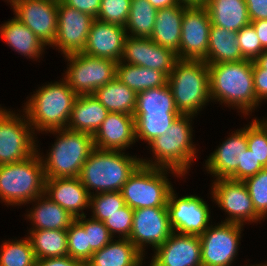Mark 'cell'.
I'll use <instances>...</instances> for the list:
<instances>
[{
    "mask_svg": "<svg viewBox=\"0 0 267 266\" xmlns=\"http://www.w3.org/2000/svg\"><path fill=\"white\" fill-rule=\"evenodd\" d=\"M92 96L111 113L133 115L135 112L137 93L117 78L97 88Z\"/></svg>",
    "mask_w": 267,
    "mask_h": 266,
    "instance_id": "4dcf8cb0",
    "label": "cell"
},
{
    "mask_svg": "<svg viewBox=\"0 0 267 266\" xmlns=\"http://www.w3.org/2000/svg\"><path fill=\"white\" fill-rule=\"evenodd\" d=\"M125 205L121 191L93 194L89 203L90 217L103 222Z\"/></svg>",
    "mask_w": 267,
    "mask_h": 266,
    "instance_id": "74e56055",
    "label": "cell"
},
{
    "mask_svg": "<svg viewBox=\"0 0 267 266\" xmlns=\"http://www.w3.org/2000/svg\"><path fill=\"white\" fill-rule=\"evenodd\" d=\"M10 6L15 17L44 45H53L58 25V0H13Z\"/></svg>",
    "mask_w": 267,
    "mask_h": 266,
    "instance_id": "5bb4252c",
    "label": "cell"
},
{
    "mask_svg": "<svg viewBox=\"0 0 267 266\" xmlns=\"http://www.w3.org/2000/svg\"><path fill=\"white\" fill-rule=\"evenodd\" d=\"M181 114H133L136 141L149 144L156 137L165 134L175 119Z\"/></svg>",
    "mask_w": 267,
    "mask_h": 266,
    "instance_id": "d590c367",
    "label": "cell"
},
{
    "mask_svg": "<svg viewBox=\"0 0 267 266\" xmlns=\"http://www.w3.org/2000/svg\"><path fill=\"white\" fill-rule=\"evenodd\" d=\"M247 125V144L248 149L257 158V161L267 168V131L256 120Z\"/></svg>",
    "mask_w": 267,
    "mask_h": 266,
    "instance_id": "7bdbcfd3",
    "label": "cell"
},
{
    "mask_svg": "<svg viewBox=\"0 0 267 266\" xmlns=\"http://www.w3.org/2000/svg\"><path fill=\"white\" fill-rule=\"evenodd\" d=\"M93 141L98 149L126 151L136 143L133 115L110 112L94 133Z\"/></svg>",
    "mask_w": 267,
    "mask_h": 266,
    "instance_id": "7402d4cb",
    "label": "cell"
},
{
    "mask_svg": "<svg viewBox=\"0 0 267 266\" xmlns=\"http://www.w3.org/2000/svg\"><path fill=\"white\" fill-rule=\"evenodd\" d=\"M125 26L94 19L83 53L119 62L127 37Z\"/></svg>",
    "mask_w": 267,
    "mask_h": 266,
    "instance_id": "44dd1931",
    "label": "cell"
},
{
    "mask_svg": "<svg viewBox=\"0 0 267 266\" xmlns=\"http://www.w3.org/2000/svg\"><path fill=\"white\" fill-rule=\"evenodd\" d=\"M75 220L84 228L88 244L93 252L100 250L114 239L101 221L93 218L86 219V215Z\"/></svg>",
    "mask_w": 267,
    "mask_h": 266,
    "instance_id": "60d3db41",
    "label": "cell"
},
{
    "mask_svg": "<svg viewBox=\"0 0 267 266\" xmlns=\"http://www.w3.org/2000/svg\"><path fill=\"white\" fill-rule=\"evenodd\" d=\"M233 132L205 160V170L216 179L242 181V158L248 148L247 124Z\"/></svg>",
    "mask_w": 267,
    "mask_h": 266,
    "instance_id": "e0dca14e",
    "label": "cell"
},
{
    "mask_svg": "<svg viewBox=\"0 0 267 266\" xmlns=\"http://www.w3.org/2000/svg\"><path fill=\"white\" fill-rule=\"evenodd\" d=\"M248 189L256 213L267 218V168L243 181Z\"/></svg>",
    "mask_w": 267,
    "mask_h": 266,
    "instance_id": "f35d334b",
    "label": "cell"
},
{
    "mask_svg": "<svg viewBox=\"0 0 267 266\" xmlns=\"http://www.w3.org/2000/svg\"><path fill=\"white\" fill-rule=\"evenodd\" d=\"M109 113L94 96H77L67 129L94 135Z\"/></svg>",
    "mask_w": 267,
    "mask_h": 266,
    "instance_id": "4316f807",
    "label": "cell"
},
{
    "mask_svg": "<svg viewBox=\"0 0 267 266\" xmlns=\"http://www.w3.org/2000/svg\"><path fill=\"white\" fill-rule=\"evenodd\" d=\"M145 258L129 239L118 238L95 251L85 266H142Z\"/></svg>",
    "mask_w": 267,
    "mask_h": 266,
    "instance_id": "83f0119b",
    "label": "cell"
},
{
    "mask_svg": "<svg viewBox=\"0 0 267 266\" xmlns=\"http://www.w3.org/2000/svg\"><path fill=\"white\" fill-rule=\"evenodd\" d=\"M245 60L237 43V32L211 24L208 52L203 60L208 65Z\"/></svg>",
    "mask_w": 267,
    "mask_h": 266,
    "instance_id": "f546056e",
    "label": "cell"
},
{
    "mask_svg": "<svg viewBox=\"0 0 267 266\" xmlns=\"http://www.w3.org/2000/svg\"><path fill=\"white\" fill-rule=\"evenodd\" d=\"M67 60V70L63 79L78 95H92L93 92L116 78L117 63L106 58H98L83 52L63 56Z\"/></svg>",
    "mask_w": 267,
    "mask_h": 266,
    "instance_id": "9c48e42d",
    "label": "cell"
},
{
    "mask_svg": "<svg viewBox=\"0 0 267 266\" xmlns=\"http://www.w3.org/2000/svg\"><path fill=\"white\" fill-rule=\"evenodd\" d=\"M6 110V108L4 107H1V105H0V115L4 112Z\"/></svg>",
    "mask_w": 267,
    "mask_h": 266,
    "instance_id": "680465c9",
    "label": "cell"
},
{
    "mask_svg": "<svg viewBox=\"0 0 267 266\" xmlns=\"http://www.w3.org/2000/svg\"><path fill=\"white\" fill-rule=\"evenodd\" d=\"M172 189L167 210L172 231L178 234L201 236L211 225L209 205L198 195L178 197Z\"/></svg>",
    "mask_w": 267,
    "mask_h": 266,
    "instance_id": "7c38bea8",
    "label": "cell"
},
{
    "mask_svg": "<svg viewBox=\"0 0 267 266\" xmlns=\"http://www.w3.org/2000/svg\"><path fill=\"white\" fill-rule=\"evenodd\" d=\"M264 167L257 161V158L251 152L250 149H246L242 158V181L254 176Z\"/></svg>",
    "mask_w": 267,
    "mask_h": 266,
    "instance_id": "c3c4849f",
    "label": "cell"
},
{
    "mask_svg": "<svg viewBox=\"0 0 267 266\" xmlns=\"http://www.w3.org/2000/svg\"><path fill=\"white\" fill-rule=\"evenodd\" d=\"M61 80L39 87L23 105L34 134L67 128L78 95Z\"/></svg>",
    "mask_w": 267,
    "mask_h": 266,
    "instance_id": "7a4b0ae2",
    "label": "cell"
},
{
    "mask_svg": "<svg viewBox=\"0 0 267 266\" xmlns=\"http://www.w3.org/2000/svg\"><path fill=\"white\" fill-rule=\"evenodd\" d=\"M173 233L167 206L135 209L129 240L145 256V248L153 251Z\"/></svg>",
    "mask_w": 267,
    "mask_h": 266,
    "instance_id": "9a60e30c",
    "label": "cell"
},
{
    "mask_svg": "<svg viewBox=\"0 0 267 266\" xmlns=\"http://www.w3.org/2000/svg\"><path fill=\"white\" fill-rule=\"evenodd\" d=\"M36 259L68 256L67 230H29Z\"/></svg>",
    "mask_w": 267,
    "mask_h": 266,
    "instance_id": "d6a6232c",
    "label": "cell"
},
{
    "mask_svg": "<svg viewBox=\"0 0 267 266\" xmlns=\"http://www.w3.org/2000/svg\"><path fill=\"white\" fill-rule=\"evenodd\" d=\"M141 164V158L124 151L94 148L82 166L79 179L90 196L117 192Z\"/></svg>",
    "mask_w": 267,
    "mask_h": 266,
    "instance_id": "3957f363",
    "label": "cell"
},
{
    "mask_svg": "<svg viewBox=\"0 0 267 266\" xmlns=\"http://www.w3.org/2000/svg\"><path fill=\"white\" fill-rule=\"evenodd\" d=\"M192 115H179L165 134L156 137L148 144L153 159H143L145 166L172 169L181 176L188 174L191 163L197 159L198 148L193 140ZM197 149V150H196Z\"/></svg>",
    "mask_w": 267,
    "mask_h": 266,
    "instance_id": "277c9868",
    "label": "cell"
},
{
    "mask_svg": "<svg viewBox=\"0 0 267 266\" xmlns=\"http://www.w3.org/2000/svg\"><path fill=\"white\" fill-rule=\"evenodd\" d=\"M211 20L205 6L184 10L178 59L204 60L208 52Z\"/></svg>",
    "mask_w": 267,
    "mask_h": 266,
    "instance_id": "ac0fdd59",
    "label": "cell"
},
{
    "mask_svg": "<svg viewBox=\"0 0 267 266\" xmlns=\"http://www.w3.org/2000/svg\"><path fill=\"white\" fill-rule=\"evenodd\" d=\"M168 173L177 178L182 177L172 169L141 164L122 187L121 193L126 205L133 210L167 206L169 193L173 189L167 178Z\"/></svg>",
    "mask_w": 267,
    "mask_h": 266,
    "instance_id": "ba28073f",
    "label": "cell"
},
{
    "mask_svg": "<svg viewBox=\"0 0 267 266\" xmlns=\"http://www.w3.org/2000/svg\"><path fill=\"white\" fill-rule=\"evenodd\" d=\"M57 19V33L51 47L63 56L83 52L95 18L58 0Z\"/></svg>",
    "mask_w": 267,
    "mask_h": 266,
    "instance_id": "2e32d148",
    "label": "cell"
},
{
    "mask_svg": "<svg viewBox=\"0 0 267 266\" xmlns=\"http://www.w3.org/2000/svg\"><path fill=\"white\" fill-rule=\"evenodd\" d=\"M12 1H13V0H7V3L11 4Z\"/></svg>",
    "mask_w": 267,
    "mask_h": 266,
    "instance_id": "91938a15",
    "label": "cell"
},
{
    "mask_svg": "<svg viewBox=\"0 0 267 266\" xmlns=\"http://www.w3.org/2000/svg\"><path fill=\"white\" fill-rule=\"evenodd\" d=\"M211 24L238 32L251 21L245 0H207L205 4Z\"/></svg>",
    "mask_w": 267,
    "mask_h": 266,
    "instance_id": "f1b7e54d",
    "label": "cell"
},
{
    "mask_svg": "<svg viewBox=\"0 0 267 266\" xmlns=\"http://www.w3.org/2000/svg\"><path fill=\"white\" fill-rule=\"evenodd\" d=\"M213 225L199 236L202 266H231L238 255L244 225L223 221Z\"/></svg>",
    "mask_w": 267,
    "mask_h": 266,
    "instance_id": "8fae6325",
    "label": "cell"
},
{
    "mask_svg": "<svg viewBox=\"0 0 267 266\" xmlns=\"http://www.w3.org/2000/svg\"><path fill=\"white\" fill-rule=\"evenodd\" d=\"M156 9L173 7L179 4L178 0H148Z\"/></svg>",
    "mask_w": 267,
    "mask_h": 266,
    "instance_id": "f5cc1de1",
    "label": "cell"
},
{
    "mask_svg": "<svg viewBox=\"0 0 267 266\" xmlns=\"http://www.w3.org/2000/svg\"><path fill=\"white\" fill-rule=\"evenodd\" d=\"M180 4L187 6H205L207 0H178Z\"/></svg>",
    "mask_w": 267,
    "mask_h": 266,
    "instance_id": "11a10c76",
    "label": "cell"
},
{
    "mask_svg": "<svg viewBox=\"0 0 267 266\" xmlns=\"http://www.w3.org/2000/svg\"><path fill=\"white\" fill-rule=\"evenodd\" d=\"M32 203L33 207L25 216L31 222L29 230H67L75 218L45 194L38 196ZM35 203V205H34Z\"/></svg>",
    "mask_w": 267,
    "mask_h": 266,
    "instance_id": "cb8c5ba5",
    "label": "cell"
},
{
    "mask_svg": "<svg viewBox=\"0 0 267 266\" xmlns=\"http://www.w3.org/2000/svg\"><path fill=\"white\" fill-rule=\"evenodd\" d=\"M133 209L128 205L119 209L118 212L110 215V217L103 221L105 227L108 229L110 235L119 239H129L132 222H133Z\"/></svg>",
    "mask_w": 267,
    "mask_h": 266,
    "instance_id": "ee69618b",
    "label": "cell"
},
{
    "mask_svg": "<svg viewBox=\"0 0 267 266\" xmlns=\"http://www.w3.org/2000/svg\"><path fill=\"white\" fill-rule=\"evenodd\" d=\"M157 9L148 0H131L125 25L127 36L150 38L156 20Z\"/></svg>",
    "mask_w": 267,
    "mask_h": 266,
    "instance_id": "e575fe53",
    "label": "cell"
},
{
    "mask_svg": "<svg viewBox=\"0 0 267 266\" xmlns=\"http://www.w3.org/2000/svg\"><path fill=\"white\" fill-rule=\"evenodd\" d=\"M261 125H262V127L267 131V118L265 119L264 117H263V119L261 120V119H257V118H255Z\"/></svg>",
    "mask_w": 267,
    "mask_h": 266,
    "instance_id": "9f6ffc18",
    "label": "cell"
},
{
    "mask_svg": "<svg viewBox=\"0 0 267 266\" xmlns=\"http://www.w3.org/2000/svg\"><path fill=\"white\" fill-rule=\"evenodd\" d=\"M0 38L10 46L13 51L24 57L38 60L42 58L46 49L40 39L15 16L0 26Z\"/></svg>",
    "mask_w": 267,
    "mask_h": 266,
    "instance_id": "484cf974",
    "label": "cell"
},
{
    "mask_svg": "<svg viewBox=\"0 0 267 266\" xmlns=\"http://www.w3.org/2000/svg\"><path fill=\"white\" fill-rule=\"evenodd\" d=\"M250 21L267 19V0H245Z\"/></svg>",
    "mask_w": 267,
    "mask_h": 266,
    "instance_id": "681fc988",
    "label": "cell"
},
{
    "mask_svg": "<svg viewBox=\"0 0 267 266\" xmlns=\"http://www.w3.org/2000/svg\"><path fill=\"white\" fill-rule=\"evenodd\" d=\"M237 43L245 60L254 61L264 51L256 30L251 24L237 32Z\"/></svg>",
    "mask_w": 267,
    "mask_h": 266,
    "instance_id": "f6af8a7d",
    "label": "cell"
},
{
    "mask_svg": "<svg viewBox=\"0 0 267 266\" xmlns=\"http://www.w3.org/2000/svg\"><path fill=\"white\" fill-rule=\"evenodd\" d=\"M134 114H180L168 84L137 93Z\"/></svg>",
    "mask_w": 267,
    "mask_h": 266,
    "instance_id": "836d02e7",
    "label": "cell"
},
{
    "mask_svg": "<svg viewBox=\"0 0 267 266\" xmlns=\"http://www.w3.org/2000/svg\"><path fill=\"white\" fill-rule=\"evenodd\" d=\"M250 24L256 30V33L258 35L262 48L266 50L267 49V19L251 21Z\"/></svg>",
    "mask_w": 267,
    "mask_h": 266,
    "instance_id": "816d5d0a",
    "label": "cell"
},
{
    "mask_svg": "<svg viewBox=\"0 0 267 266\" xmlns=\"http://www.w3.org/2000/svg\"><path fill=\"white\" fill-rule=\"evenodd\" d=\"M65 5H68L76 10L87 13L94 18L100 11L101 0H61Z\"/></svg>",
    "mask_w": 267,
    "mask_h": 266,
    "instance_id": "7dc6e473",
    "label": "cell"
},
{
    "mask_svg": "<svg viewBox=\"0 0 267 266\" xmlns=\"http://www.w3.org/2000/svg\"><path fill=\"white\" fill-rule=\"evenodd\" d=\"M36 266H85L83 262L68 256L37 259Z\"/></svg>",
    "mask_w": 267,
    "mask_h": 266,
    "instance_id": "f907efd6",
    "label": "cell"
},
{
    "mask_svg": "<svg viewBox=\"0 0 267 266\" xmlns=\"http://www.w3.org/2000/svg\"><path fill=\"white\" fill-rule=\"evenodd\" d=\"M37 151L15 163L0 164V202L24 206L45 193V171Z\"/></svg>",
    "mask_w": 267,
    "mask_h": 266,
    "instance_id": "52a82bcc",
    "label": "cell"
},
{
    "mask_svg": "<svg viewBox=\"0 0 267 266\" xmlns=\"http://www.w3.org/2000/svg\"><path fill=\"white\" fill-rule=\"evenodd\" d=\"M208 68L211 102L240 110L246 117L261 105L254 90L253 61L216 63Z\"/></svg>",
    "mask_w": 267,
    "mask_h": 266,
    "instance_id": "6da1fadb",
    "label": "cell"
},
{
    "mask_svg": "<svg viewBox=\"0 0 267 266\" xmlns=\"http://www.w3.org/2000/svg\"><path fill=\"white\" fill-rule=\"evenodd\" d=\"M44 194L74 218L87 215L83 210H89L90 195L79 177L46 179Z\"/></svg>",
    "mask_w": 267,
    "mask_h": 266,
    "instance_id": "603a6c76",
    "label": "cell"
},
{
    "mask_svg": "<svg viewBox=\"0 0 267 266\" xmlns=\"http://www.w3.org/2000/svg\"><path fill=\"white\" fill-rule=\"evenodd\" d=\"M154 253L149 266H202L199 236L173 232Z\"/></svg>",
    "mask_w": 267,
    "mask_h": 266,
    "instance_id": "ffe728a7",
    "label": "cell"
},
{
    "mask_svg": "<svg viewBox=\"0 0 267 266\" xmlns=\"http://www.w3.org/2000/svg\"><path fill=\"white\" fill-rule=\"evenodd\" d=\"M131 0H101L98 20L125 26L129 17Z\"/></svg>",
    "mask_w": 267,
    "mask_h": 266,
    "instance_id": "b9f144b4",
    "label": "cell"
},
{
    "mask_svg": "<svg viewBox=\"0 0 267 266\" xmlns=\"http://www.w3.org/2000/svg\"><path fill=\"white\" fill-rule=\"evenodd\" d=\"M56 140L47 156L39 154L45 178L79 177L81 169L94 147L93 135L66 129L48 131Z\"/></svg>",
    "mask_w": 267,
    "mask_h": 266,
    "instance_id": "8992f818",
    "label": "cell"
},
{
    "mask_svg": "<svg viewBox=\"0 0 267 266\" xmlns=\"http://www.w3.org/2000/svg\"><path fill=\"white\" fill-rule=\"evenodd\" d=\"M68 255L84 264L94 253L88 244L84 228L75 220L67 229Z\"/></svg>",
    "mask_w": 267,
    "mask_h": 266,
    "instance_id": "ab89813d",
    "label": "cell"
},
{
    "mask_svg": "<svg viewBox=\"0 0 267 266\" xmlns=\"http://www.w3.org/2000/svg\"><path fill=\"white\" fill-rule=\"evenodd\" d=\"M0 247V266H36L37 259L28 237L5 240Z\"/></svg>",
    "mask_w": 267,
    "mask_h": 266,
    "instance_id": "8d00e7d4",
    "label": "cell"
},
{
    "mask_svg": "<svg viewBox=\"0 0 267 266\" xmlns=\"http://www.w3.org/2000/svg\"><path fill=\"white\" fill-rule=\"evenodd\" d=\"M267 262V261H266ZM266 262H264V263H260V264H255V265H253V264H249L248 265V263H247V266H267V263Z\"/></svg>",
    "mask_w": 267,
    "mask_h": 266,
    "instance_id": "6f0895ef",
    "label": "cell"
},
{
    "mask_svg": "<svg viewBox=\"0 0 267 266\" xmlns=\"http://www.w3.org/2000/svg\"><path fill=\"white\" fill-rule=\"evenodd\" d=\"M253 82L254 90L257 100L262 103V101L267 100V71L260 68L253 61ZM266 99V100H265Z\"/></svg>",
    "mask_w": 267,
    "mask_h": 266,
    "instance_id": "bcb514c9",
    "label": "cell"
},
{
    "mask_svg": "<svg viewBox=\"0 0 267 266\" xmlns=\"http://www.w3.org/2000/svg\"><path fill=\"white\" fill-rule=\"evenodd\" d=\"M254 62L262 69L267 71V49L264 50Z\"/></svg>",
    "mask_w": 267,
    "mask_h": 266,
    "instance_id": "db71d44e",
    "label": "cell"
},
{
    "mask_svg": "<svg viewBox=\"0 0 267 266\" xmlns=\"http://www.w3.org/2000/svg\"><path fill=\"white\" fill-rule=\"evenodd\" d=\"M116 78L138 93L166 85L168 77L163 72L156 69L119 61L117 63Z\"/></svg>",
    "mask_w": 267,
    "mask_h": 266,
    "instance_id": "1f68e13d",
    "label": "cell"
},
{
    "mask_svg": "<svg viewBox=\"0 0 267 266\" xmlns=\"http://www.w3.org/2000/svg\"><path fill=\"white\" fill-rule=\"evenodd\" d=\"M177 59L171 49L158 45L150 38L127 36L120 62L156 69L168 77Z\"/></svg>",
    "mask_w": 267,
    "mask_h": 266,
    "instance_id": "d6986e66",
    "label": "cell"
},
{
    "mask_svg": "<svg viewBox=\"0 0 267 266\" xmlns=\"http://www.w3.org/2000/svg\"><path fill=\"white\" fill-rule=\"evenodd\" d=\"M209 81L208 64L203 60H176L167 84L180 114L197 116L209 104Z\"/></svg>",
    "mask_w": 267,
    "mask_h": 266,
    "instance_id": "5b68a950",
    "label": "cell"
},
{
    "mask_svg": "<svg viewBox=\"0 0 267 266\" xmlns=\"http://www.w3.org/2000/svg\"><path fill=\"white\" fill-rule=\"evenodd\" d=\"M22 112L6 109L0 115V164L23 161L37 151V135Z\"/></svg>",
    "mask_w": 267,
    "mask_h": 266,
    "instance_id": "30bf717a",
    "label": "cell"
},
{
    "mask_svg": "<svg viewBox=\"0 0 267 266\" xmlns=\"http://www.w3.org/2000/svg\"><path fill=\"white\" fill-rule=\"evenodd\" d=\"M212 181L210 192L212 201L228 215L223 222L245 225L262 220L256 213L243 181L232 179H214Z\"/></svg>",
    "mask_w": 267,
    "mask_h": 266,
    "instance_id": "4fadbf2b",
    "label": "cell"
},
{
    "mask_svg": "<svg viewBox=\"0 0 267 266\" xmlns=\"http://www.w3.org/2000/svg\"><path fill=\"white\" fill-rule=\"evenodd\" d=\"M187 7V5L179 3L173 7L157 9L150 39L177 54L180 46L184 10Z\"/></svg>",
    "mask_w": 267,
    "mask_h": 266,
    "instance_id": "d4e9b609",
    "label": "cell"
}]
</instances>
